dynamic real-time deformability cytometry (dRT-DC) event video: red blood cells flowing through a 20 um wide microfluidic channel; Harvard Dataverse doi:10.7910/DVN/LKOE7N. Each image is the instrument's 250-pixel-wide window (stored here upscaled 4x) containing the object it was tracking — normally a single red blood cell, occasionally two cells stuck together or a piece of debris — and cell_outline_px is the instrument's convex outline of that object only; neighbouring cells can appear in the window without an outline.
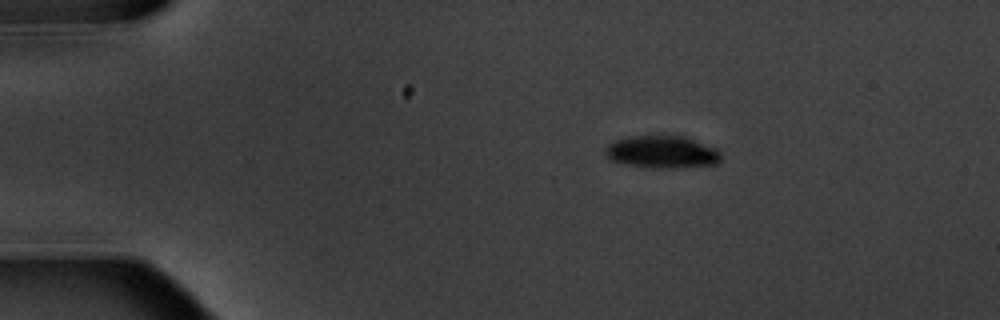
{"species": "common noctule bat (a hibernating species)", "species_latin": "Nyctalus noctula", "temperature_condition": "warm", "stored_images_in_passage": 3, "camera_frame_rate_fps": 3000, "um_per_image_px": 0.085, "animal": {"sex": "male", "body_mass_g": 20.1, "forearm_length_mm": 53.5}, "frame": {"image": 1, "passage_image": 1, "time_ms": 0.0, "image_size_px": [1000, 320], "cell_outline_px": [[720, 164], [672, 168], [648, 168], [624, 164], [612, 160], [604, 152], [604, 148], [608, 144], [616, 140], [632, 136], [684, 136], [716, 148], [720, 152]], "centroid_in_image_um": [56.28, 12.93], "position_along_channel_um": 28.7, "area_um2": 21.91}}